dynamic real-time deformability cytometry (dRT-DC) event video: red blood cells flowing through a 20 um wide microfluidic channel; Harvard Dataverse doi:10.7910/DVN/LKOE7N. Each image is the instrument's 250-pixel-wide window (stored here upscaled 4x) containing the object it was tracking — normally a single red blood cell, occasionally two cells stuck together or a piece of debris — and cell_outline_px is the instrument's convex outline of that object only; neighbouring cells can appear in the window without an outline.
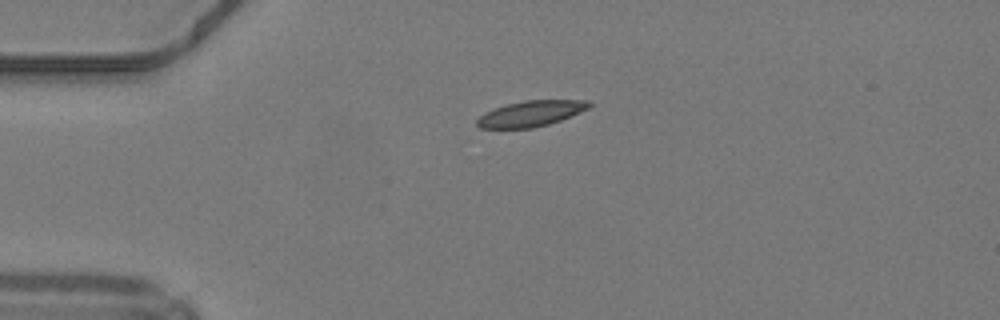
{"species": "common noctule bat (a hibernating species)", "species_latin": "Nyctalus noctula", "temperature_condition": "warm", "stored_images_in_passage": 32, "camera_frame_rate_fps": 3000, "um_per_image_px": 0.085, "animal": {"sex": "male", "body_mass_g": 19.2, "forearm_length_mm": 51.8}, "frame": {"image": 1, "passage_image": 1, "time_ms": 0.0, "image_size_px": [1000, 320], "cell_outline_px": [[592, 104], [588, 108], [560, 120], [548, 124], [532, 128], [480, 128], [476, 124], [476, 120], [484, 112], [508, 104], [524, 100], [588, 100]], "centroid_in_image_um": [45.1, 9.65], "position_along_channel_um": 39.9, "area_um2": 16.59}}
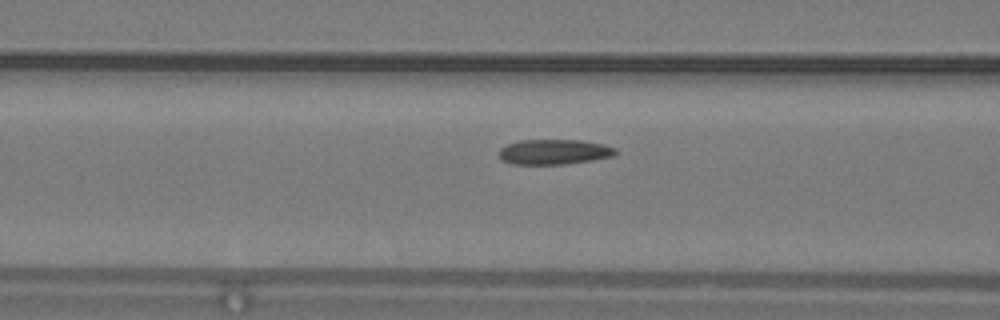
{"frame": {"image": 2, "passage_image": 9, "time_ms": 2.667, "image_size_px": [1000, 320], "cell_outline_px": [[620, 152], [612, 156], [592, 160], [564, 164], [512, 164], [500, 160], [500, 148], [508, 144], [520, 140], [580, 140], [604, 144], [616, 148]], "centroid_in_image_um": [47.12, 12.91], "position_along_channel_um": 119.5, "area_um2": 17.11}}
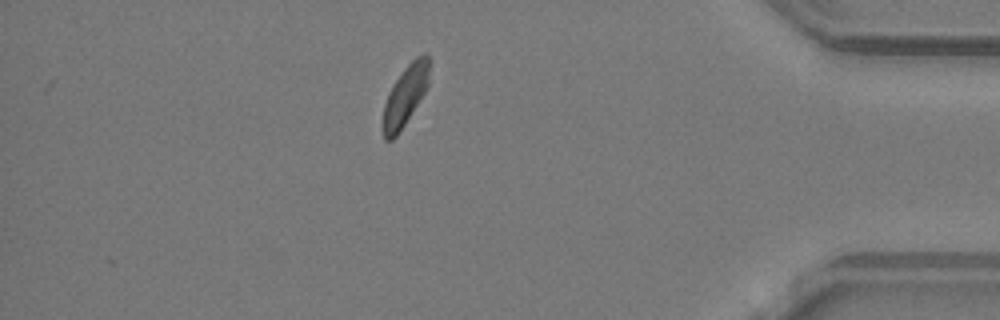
{"frame": {"image": 3, "passage_image": 32, "time_ms": 10.333, "image_size_px": [1000, 320], "cell_outline_px": [[428, 84], [424, 92], [404, 124], [396, 136], [392, 140], [384, 140], [380, 128], [380, 124], [384, 104], [388, 92], [404, 68], [416, 56], [424, 52], [428, 52]], "centroid_in_image_um": [34.37, 8.17], "position_along_channel_um": 400.8, "area_um2": 16.24}, "authors_computed_cell_mechanics": {"area_um2": 17.2244, "velocity_mm_per_s": 4.2003, "shape_relaxation_time_tau1_ms": 5.8088, "shape_relaxation_time_tau2_ms": 1.9708, "deformation_change_tau1": 0.1244, "deformation_change_tau2": 0.0567}}